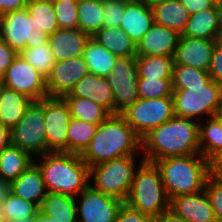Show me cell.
<instances>
[{"label": "cell", "instance_id": "1", "mask_svg": "<svg viewBox=\"0 0 222 222\" xmlns=\"http://www.w3.org/2000/svg\"><path fill=\"white\" fill-rule=\"evenodd\" d=\"M143 160L155 162L168 157L200 154L199 122L174 116L142 139Z\"/></svg>", "mask_w": 222, "mask_h": 222}, {"label": "cell", "instance_id": "2", "mask_svg": "<svg viewBox=\"0 0 222 222\" xmlns=\"http://www.w3.org/2000/svg\"><path fill=\"white\" fill-rule=\"evenodd\" d=\"M142 150V139L121 114H112L98 125L96 134L81 155L90 168L113 159L136 155Z\"/></svg>", "mask_w": 222, "mask_h": 222}, {"label": "cell", "instance_id": "3", "mask_svg": "<svg viewBox=\"0 0 222 222\" xmlns=\"http://www.w3.org/2000/svg\"><path fill=\"white\" fill-rule=\"evenodd\" d=\"M38 157L42 160L34 163L41 171L47 192L78 197L89 185V167L81 155L56 151Z\"/></svg>", "mask_w": 222, "mask_h": 222}, {"label": "cell", "instance_id": "4", "mask_svg": "<svg viewBox=\"0 0 222 222\" xmlns=\"http://www.w3.org/2000/svg\"><path fill=\"white\" fill-rule=\"evenodd\" d=\"M158 167L169 200L178 195L205 189L208 161L201 154L168 157L154 162Z\"/></svg>", "mask_w": 222, "mask_h": 222}, {"label": "cell", "instance_id": "5", "mask_svg": "<svg viewBox=\"0 0 222 222\" xmlns=\"http://www.w3.org/2000/svg\"><path fill=\"white\" fill-rule=\"evenodd\" d=\"M169 201L158 167L153 162L142 160L124 203L155 219L169 209Z\"/></svg>", "mask_w": 222, "mask_h": 222}, {"label": "cell", "instance_id": "6", "mask_svg": "<svg viewBox=\"0 0 222 222\" xmlns=\"http://www.w3.org/2000/svg\"><path fill=\"white\" fill-rule=\"evenodd\" d=\"M134 155L113 159L89 168V182L96 190L125 201L128 197L137 165ZM136 167V168H135Z\"/></svg>", "mask_w": 222, "mask_h": 222}, {"label": "cell", "instance_id": "7", "mask_svg": "<svg viewBox=\"0 0 222 222\" xmlns=\"http://www.w3.org/2000/svg\"><path fill=\"white\" fill-rule=\"evenodd\" d=\"M49 37L26 8L0 16V38L18 53L48 43Z\"/></svg>", "mask_w": 222, "mask_h": 222}, {"label": "cell", "instance_id": "8", "mask_svg": "<svg viewBox=\"0 0 222 222\" xmlns=\"http://www.w3.org/2000/svg\"><path fill=\"white\" fill-rule=\"evenodd\" d=\"M221 95V84L212 79L204 86L188 87V90H173L175 116L198 122L201 121L202 115L213 117Z\"/></svg>", "mask_w": 222, "mask_h": 222}, {"label": "cell", "instance_id": "9", "mask_svg": "<svg viewBox=\"0 0 222 222\" xmlns=\"http://www.w3.org/2000/svg\"><path fill=\"white\" fill-rule=\"evenodd\" d=\"M10 144L27 152L35 160L46 153L44 98L33 101L22 119L10 130Z\"/></svg>", "mask_w": 222, "mask_h": 222}, {"label": "cell", "instance_id": "10", "mask_svg": "<svg viewBox=\"0 0 222 222\" xmlns=\"http://www.w3.org/2000/svg\"><path fill=\"white\" fill-rule=\"evenodd\" d=\"M128 125L143 139L154 128L175 116L172 97L141 99L121 114Z\"/></svg>", "mask_w": 222, "mask_h": 222}, {"label": "cell", "instance_id": "11", "mask_svg": "<svg viewBox=\"0 0 222 222\" xmlns=\"http://www.w3.org/2000/svg\"><path fill=\"white\" fill-rule=\"evenodd\" d=\"M106 78L113 91L114 114H122L139 98L136 57L117 58L114 69Z\"/></svg>", "mask_w": 222, "mask_h": 222}, {"label": "cell", "instance_id": "12", "mask_svg": "<svg viewBox=\"0 0 222 222\" xmlns=\"http://www.w3.org/2000/svg\"><path fill=\"white\" fill-rule=\"evenodd\" d=\"M72 116L62 97L44 98L46 153L67 152V129Z\"/></svg>", "mask_w": 222, "mask_h": 222}, {"label": "cell", "instance_id": "13", "mask_svg": "<svg viewBox=\"0 0 222 222\" xmlns=\"http://www.w3.org/2000/svg\"><path fill=\"white\" fill-rule=\"evenodd\" d=\"M79 195L81 205L76 203L77 222H115L124 204L121 199L104 194L91 185Z\"/></svg>", "mask_w": 222, "mask_h": 222}, {"label": "cell", "instance_id": "14", "mask_svg": "<svg viewBox=\"0 0 222 222\" xmlns=\"http://www.w3.org/2000/svg\"><path fill=\"white\" fill-rule=\"evenodd\" d=\"M2 83L3 86L23 93L34 101L48 97L46 78L19 54L5 71Z\"/></svg>", "mask_w": 222, "mask_h": 222}, {"label": "cell", "instance_id": "15", "mask_svg": "<svg viewBox=\"0 0 222 222\" xmlns=\"http://www.w3.org/2000/svg\"><path fill=\"white\" fill-rule=\"evenodd\" d=\"M89 73L83 56L70 60L57 61L46 77L48 97H64Z\"/></svg>", "mask_w": 222, "mask_h": 222}, {"label": "cell", "instance_id": "16", "mask_svg": "<svg viewBox=\"0 0 222 222\" xmlns=\"http://www.w3.org/2000/svg\"><path fill=\"white\" fill-rule=\"evenodd\" d=\"M216 41L197 39L192 37H179L173 57L174 65L208 71Z\"/></svg>", "mask_w": 222, "mask_h": 222}, {"label": "cell", "instance_id": "17", "mask_svg": "<svg viewBox=\"0 0 222 222\" xmlns=\"http://www.w3.org/2000/svg\"><path fill=\"white\" fill-rule=\"evenodd\" d=\"M169 210L187 222H217L205 190L171 198Z\"/></svg>", "mask_w": 222, "mask_h": 222}, {"label": "cell", "instance_id": "18", "mask_svg": "<svg viewBox=\"0 0 222 222\" xmlns=\"http://www.w3.org/2000/svg\"><path fill=\"white\" fill-rule=\"evenodd\" d=\"M180 33L157 24L136 44L137 56H167L174 57Z\"/></svg>", "mask_w": 222, "mask_h": 222}, {"label": "cell", "instance_id": "19", "mask_svg": "<svg viewBox=\"0 0 222 222\" xmlns=\"http://www.w3.org/2000/svg\"><path fill=\"white\" fill-rule=\"evenodd\" d=\"M90 36L79 28L68 30L58 28L49 37V45L55 61H64L83 56L84 48Z\"/></svg>", "mask_w": 222, "mask_h": 222}, {"label": "cell", "instance_id": "20", "mask_svg": "<svg viewBox=\"0 0 222 222\" xmlns=\"http://www.w3.org/2000/svg\"><path fill=\"white\" fill-rule=\"evenodd\" d=\"M64 97H81L92 100L114 114L113 91L106 77L88 73L75 85L70 94Z\"/></svg>", "mask_w": 222, "mask_h": 222}, {"label": "cell", "instance_id": "21", "mask_svg": "<svg viewBox=\"0 0 222 222\" xmlns=\"http://www.w3.org/2000/svg\"><path fill=\"white\" fill-rule=\"evenodd\" d=\"M154 24L151 5L144 0L139 2H125V11L120 27L133 40L135 44L146 34Z\"/></svg>", "mask_w": 222, "mask_h": 222}, {"label": "cell", "instance_id": "22", "mask_svg": "<svg viewBox=\"0 0 222 222\" xmlns=\"http://www.w3.org/2000/svg\"><path fill=\"white\" fill-rule=\"evenodd\" d=\"M222 29L218 4L190 15L181 36L216 41Z\"/></svg>", "mask_w": 222, "mask_h": 222}, {"label": "cell", "instance_id": "23", "mask_svg": "<svg viewBox=\"0 0 222 222\" xmlns=\"http://www.w3.org/2000/svg\"><path fill=\"white\" fill-rule=\"evenodd\" d=\"M12 193L40 207L47 190L41 171L34 162L12 182Z\"/></svg>", "mask_w": 222, "mask_h": 222}, {"label": "cell", "instance_id": "24", "mask_svg": "<svg viewBox=\"0 0 222 222\" xmlns=\"http://www.w3.org/2000/svg\"><path fill=\"white\" fill-rule=\"evenodd\" d=\"M33 101L23 93L2 86L0 90V122L11 130L22 119Z\"/></svg>", "mask_w": 222, "mask_h": 222}, {"label": "cell", "instance_id": "25", "mask_svg": "<svg viewBox=\"0 0 222 222\" xmlns=\"http://www.w3.org/2000/svg\"><path fill=\"white\" fill-rule=\"evenodd\" d=\"M154 23L182 33L190 18L188 10L179 0H164L151 5Z\"/></svg>", "mask_w": 222, "mask_h": 222}, {"label": "cell", "instance_id": "26", "mask_svg": "<svg viewBox=\"0 0 222 222\" xmlns=\"http://www.w3.org/2000/svg\"><path fill=\"white\" fill-rule=\"evenodd\" d=\"M92 38L118 58L137 56L136 44L121 27L103 26Z\"/></svg>", "mask_w": 222, "mask_h": 222}, {"label": "cell", "instance_id": "27", "mask_svg": "<svg viewBox=\"0 0 222 222\" xmlns=\"http://www.w3.org/2000/svg\"><path fill=\"white\" fill-rule=\"evenodd\" d=\"M83 58L89 73L108 77L114 69L118 57L90 37L85 45Z\"/></svg>", "mask_w": 222, "mask_h": 222}, {"label": "cell", "instance_id": "28", "mask_svg": "<svg viewBox=\"0 0 222 222\" xmlns=\"http://www.w3.org/2000/svg\"><path fill=\"white\" fill-rule=\"evenodd\" d=\"M79 197L47 192L39 210L45 215L54 216L61 222H77L76 203Z\"/></svg>", "mask_w": 222, "mask_h": 222}, {"label": "cell", "instance_id": "29", "mask_svg": "<svg viewBox=\"0 0 222 222\" xmlns=\"http://www.w3.org/2000/svg\"><path fill=\"white\" fill-rule=\"evenodd\" d=\"M33 162L34 159L30 154L9 144L0 152V178L13 182Z\"/></svg>", "mask_w": 222, "mask_h": 222}, {"label": "cell", "instance_id": "30", "mask_svg": "<svg viewBox=\"0 0 222 222\" xmlns=\"http://www.w3.org/2000/svg\"><path fill=\"white\" fill-rule=\"evenodd\" d=\"M203 122H199V148L200 154L209 159L222 153V120L213 116Z\"/></svg>", "mask_w": 222, "mask_h": 222}, {"label": "cell", "instance_id": "31", "mask_svg": "<svg viewBox=\"0 0 222 222\" xmlns=\"http://www.w3.org/2000/svg\"><path fill=\"white\" fill-rule=\"evenodd\" d=\"M72 118L99 125L112 114L102 105L81 97H63Z\"/></svg>", "mask_w": 222, "mask_h": 222}, {"label": "cell", "instance_id": "32", "mask_svg": "<svg viewBox=\"0 0 222 222\" xmlns=\"http://www.w3.org/2000/svg\"><path fill=\"white\" fill-rule=\"evenodd\" d=\"M103 0L78 1V28L93 37L103 27Z\"/></svg>", "mask_w": 222, "mask_h": 222}, {"label": "cell", "instance_id": "33", "mask_svg": "<svg viewBox=\"0 0 222 222\" xmlns=\"http://www.w3.org/2000/svg\"><path fill=\"white\" fill-rule=\"evenodd\" d=\"M138 79H172L173 57L136 56Z\"/></svg>", "mask_w": 222, "mask_h": 222}, {"label": "cell", "instance_id": "34", "mask_svg": "<svg viewBox=\"0 0 222 222\" xmlns=\"http://www.w3.org/2000/svg\"><path fill=\"white\" fill-rule=\"evenodd\" d=\"M97 128L98 125L72 118L67 129V152L82 155Z\"/></svg>", "mask_w": 222, "mask_h": 222}, {"label": "cell", "instance_id": "35", "mask_svg": "<svg viewBox=\"0 0 222 222\" xmlns=\"http://www.w3.org/2000/svg\"><path fill=\"white\" fill-rule=\"evenodd\" d=\"M211 80L208 71L185 65H173V90H188V87L204 86Z\"/></svg>", "mask_w": 222, "mask_h": 222}, {"label": "cell", "instance_id": "36", "mask_svg": "<svg viewBox=\"0 0 222 222\" xmlns=\"http://www.w3.org/2000/svg\"><path fill=\"white\" fill-rule=\"evenodd\" d=\"M26 9L44 33L51 35L58 29L53 0H29Z\"/></svg>", "mask_w": 222, "mask_h": 222}, {"label": "cell", "instance_id": "37", "mask_svg": "<svg viewBox=\"0 0 222 222\" xmlns=\"http://www.w3.org/2000/svg\"><path fill=\"white\" fill-rule=\"evenodd\" d=\"M19 55L45 78L50 74L56 62L49 43L35 48H25Z\"/></svg>", "mask_w": 222, "mask_h": 222}, {"label": "cell", "instance_id": "38", "mask_svg": "<svg viewBox=\"0 0 222 222\" xmlns=\"http://www.w3.org/2000/svg\"><path fill=\"white\" fill-rule=\"evenodd\" d=\"M38 210L39 207L35 203L11 193L4 202L1 217L4 220L21 219L26 216H34Z\"/></svg>", "mask_w": 222, "mask_h": 222}, {"label": "cell", "instance_id": "39", "mask_svg": "<svg viewBox=\"0 0 222 222\" xmlns=\"http://www.w3.org/2000/svg\"><path fill=\"white\" fill-rule=\"evenodd\" d=\"M138 96L141 99L172 97V79H138Z\"/></svg>", "mask_w": 222, "mask_h": 222}, {"label": "cell", "instance_id": "40", "mask_svg": "<svg viewBox=\"0 0 222 222\" xmlns=\"http://www.w3.org/2000/svg\"><path fill=\"white\" fill-rule=\"evenodd\" d=\"M58 28H78V0H53Z\"/></svg>", "mask_w": 222, "mask_h": 222}, {"label": "cell", "instance_id": "41", "mask_svg": "<svg viewBox=\"0 0 222 222\" xmlns=\"http://www.w3.org/2000/svg\"><path fill=\"white\" fill-rule=\"evenodd\" d=\"M125 11V2L120 0H103V26L120 27Z\"/></svg>", "mask_w": 222, "mask_h": 222}, {"label": "cell", "instance_id": "42", "mask_svg": "<svg viewBox=\"0 0 222 222\" xmlns=\"http://www.w3.org/2000/svg\"><path fill=\"white\" fill-rule=\"evenodd\" d=\"M204 190L208 195L217 222H222V185L207 178Z\"/></svg>", "mask_w": 222, "mask_h": 222}, {"label": "cell", "instance_id": "43", "mask_svg": "<svg viewBox=\"0 0 222 222\" xmlns=\"http://www.w3.org/2000/svg\"><path fill=\"white\" fill-rule=\"evenodd\" d=\"M115 222H155V219L130 208L124 203Z\"/></svg>", "mask_w": 222, "mask_h": 222}, {"label": "cell", "instance_id": "44", "mask_svg": "<svg viewBox=\"0 0 222 222\" xmlns=\"http://www.w3.org/2000/svg\"><path fill=\"white\" fill-rule=\"evenodd\" d=\"M208 73L210 74L212 80L222 85V47L217 43L213 49Z\"/></svg>", "mask_w": 222, "mask_h": 222}, {"label": "cell", "instance_id": "45", "mask_svg": "<svg viewBox=\"0 0 222 222\" xmlns=\"http://www.w3.org/2000/svg\"><path fill=\"white\" fill-rule=\"evenodd\" d=\"M18 52L12 49L4 40L0 38V71L4 74L11 66V63L18 56Z\"/></svg>", "mask_w": 222, "mask_h": 222}, {"label": "cell", "instance_id": "46", "mask_svg": "<svg viewBox=\"0 0 222 222\" xmlns=\"http://www.w3.org/2000/svg\"><path fill=\"white\" fill-rule=\"evenodd\" d=\"M208 161V178L222 185V153L214 155L207 159Z\"/></svg>", "mask_w": 222, "mask_h": 222}, {"label": "cell", "instance_id": "47", "mask_svg": "<svg viewBox=\"0 0 222 222\" xmlns=\"http://www.w3.org/2000/svg\"><path fill=\"white\" fill-rule=\"evenodd\" d=\"M188 10L190 15L196 14L201 10L212 8L216 3L213 0H179Z\"/></svg>", "mask_w": 222, "mask_h": 222}, {"label": "cell", "instance_id": "48", "mask_svg": "<svg viewBox=\"0 0 222 222\" xmlns=\"http://www.w3.org/2000/svg\"><path fill=\"white\" fill-rule=\"evenodd\" d=\"M29 0H0V16L25 9Z\"/></svg>", "mask_w": 222, "mask_h": 222}, {"label": "cell", "instance_id": "49", "mask_svg": "<svg viewBox=\"0 0 222 222\" xmlns=\"http://www.w3.org/2000/svg\"><path fill=\"white\" fill-rule=\"evenodd\" d=\"M12 193V182L0 178V216L2 213V207L7 197Z\"/></svg>", "mask_w": 222, "mask_h": 222}, {"label": "cell", "instance_id": "50", "mask_svg": "<svg viewBox=\"0 0 222 222\" xmlns=\"http://www.w3.org/2000/svg\"><path fill=\"white\" fill-rule=\"evenodd\" d=\"M155 222H187L182 217L175 215L171 210L163 212L160 216L155 218Z\"/></svg>", "mask_w": 222, "mask_h": 222}, {"label": "cell", "instance_id": "51", "mask_svg": "<svg viewBox=\"0 0 222 222\" xmlns=\"http://www.w3.org/2000/svg\"><path fill=\"white\" fill-rule=\"evenodd\" d=\"M10 144V130L0 122V152Z\"/></svg>", "mask_w": 222, "mask_h": 222}, {"label": "cell", "instance_id": "52", "mask_svg": "<svg viewBox=\"0 0 222 222\" xmlns=\"http://www.w3.org/2000/svg\"><path fill=\"white\" fill-rule=\"evenodd\" d=\"M33 222H61L54 216L45 215L40 210L34 215Z\"/></svg>", "mask_w": 222, "mask_h": 222}, {"label": "cell", "instance_id": "53", "mask_svg": "<svg viewBox=\"0 0 222 222\" xmlns=\"http://www.w3.org/2000/svg\"><path fill=\"white\" fill-rule=\"evenodd\" d=\"M34 216H26L22 217L21 219H13V220H4L5 222H33Z\"/></svg>", "mask_w": 222, "mask_h": 222}, {"label": "cell", "instance_id": "54", "mask_svg": "<svg viewBox=\"0 0 222 222\" xmlns=\"http://www.w3.org/2000/svg\"><path fill=\"white\" fill-rule=\"evenodd\" d=\"M217 119L222 120V95L220 98V102L218 103L217 110L214 115Z\"/></svg>", "mask_w": 222, "mask_h": 222}, {"label": "cell", "instance_id": "55", "mask_svg": "<svg viewBox=\"0 0 222 222\" xmlns=\"http://www.w3.org/2000/svg\"><path fill=\"white\" fill-rule=\"evenodd\" d=\"M216 42H217V44H218L219 46L222 47V29H221L220 32L218 33Z\"/></svg>", "mask_w": 222, "mask_h": 222}, {"label": "cell", "instance_id": "56", "mask_svg": "<svg viewBox=\"0 0 222 222\" xmlns=\"http://www.w3.org/2000/svg\"><path fill=\"white\" fill-rule=\"evenodd\" d=\"M148 5H152L156 2H159V1H164V0H144Z\"/></svg>", "mask_w": 222, "mask_h": 222}, {"label": "cell", "instance_id": "57", "mask_svg": "<svg viewBox=\"0 0 222 222\" xmlns=\"http://www.w3.org/2000/svg\"><path fill=\"white\" fill-rule=\"evenodd\" d=\"M218 6H219V9H220L221 24H222V0H220V1L218 2Z\"/></svg>", "mask_w": 222, "mask_h": 222}, {"label": "cell", "instance_id": "58", "mask_svg": "<svg viewBox=\"0 0 222 222\" xmlns=\"http://www.w3.org/2000/svg\"><path fill=\"white\" fill-rule=\"evenodd\" d=\"M120 1L130 3V2H139V1H142V0H120Z\"/></svg>", "mask_w": 222, "mask_h": 222}, {"label": "cell", "instance_id": "59", "mask_svg": "<svg viewBox=\"0 0 222 222\" xmlns=\"http://www.w3.org/2000/svg\"><path fill=\"white\" fill-rule=\"evenodd\" d=\"M3 76H4V74L0 71V82H2Z\"/></svg>", "mask_w": 222, "mask_h": 222}, {"label": "cell", "instance_id": "60", "mask_svg": "<svg viewBox=\"0 0 222 222\" xmlns=\"http://www.w3.org/2000/svg\"><path fill=\"white\" fill-rule=\"evenodd\" d=\"M0 222H5L4 219L0 216Z\"/></svg>", "mask_w": 222, "mask_h": 222}, {"label": "cell", "instance_id": "61", "mask_svg": "<svg viewBox=\"0 0 222 222\" xmlns=\"http://www.w3.org/2000/svg\"><path fill=\"white\" fill-rule=\"evenodd\" d=\"M216 4H218V2L220 1V0H213Z\"/></svg>", "mask_w": 222, "mask_h": 222}, {"label": "cell", "instance_id": "62", "mask_svg": "<svg viewBox=\"0 0 222 222\" xmlns=\"http://www.w3.org/2000/svg\"><path fill=\"white\" fill-rule=\"evenodd\" d=\"M2 86H3V83H2V82H0V90H1Z\"/></svg>", "mask_w": 222, "mask_h": 222}]
</instances>
